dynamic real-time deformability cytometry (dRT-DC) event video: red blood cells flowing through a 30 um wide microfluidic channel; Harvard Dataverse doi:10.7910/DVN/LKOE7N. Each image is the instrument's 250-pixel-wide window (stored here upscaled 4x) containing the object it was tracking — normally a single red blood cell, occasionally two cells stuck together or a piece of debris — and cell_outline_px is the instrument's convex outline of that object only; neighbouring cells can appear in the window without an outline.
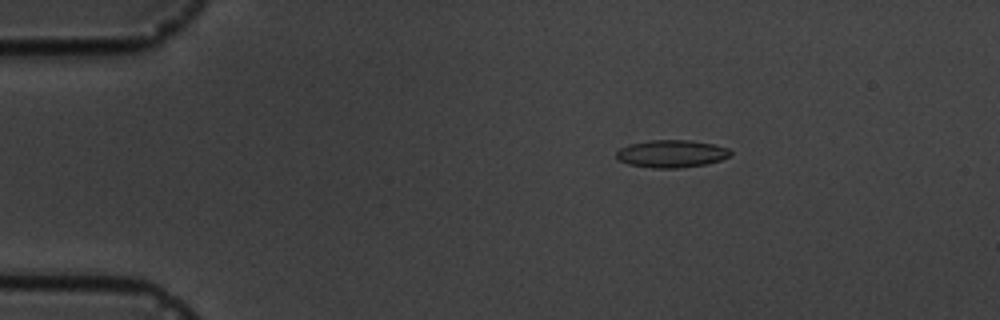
{"species": "common noctule bat (a hibernating species)", "species_latin": "Nyctalus noctula", "temperature_condition": "cold", "stored_images_in_passage": 5, "camera_frame_rate_fps": 3000, "um_per_image_px": 0.085, "animal": {"sex": "male", "body_mass_g": 19.5, "forearm_length_mm": 54.6}, "frame": {"image": 1, "passage_image": 3, "time_ms": 2.333, "image_size_px": [1000, 320], "cell_outline_px": [[732, 152], [728, 156], [720, 160], [704, 164], [680, 168], [652, 168], [628, 164], [620, 160], [616, 156], [616, 152], [620, 148], [628, 144], [648, 140], [688, 140], [712, 144], [728, 148]], "centroid_in_image_um": [57.04, 13.06], "position_along_channel_um": 28.0, "area_um2": 18.21}}